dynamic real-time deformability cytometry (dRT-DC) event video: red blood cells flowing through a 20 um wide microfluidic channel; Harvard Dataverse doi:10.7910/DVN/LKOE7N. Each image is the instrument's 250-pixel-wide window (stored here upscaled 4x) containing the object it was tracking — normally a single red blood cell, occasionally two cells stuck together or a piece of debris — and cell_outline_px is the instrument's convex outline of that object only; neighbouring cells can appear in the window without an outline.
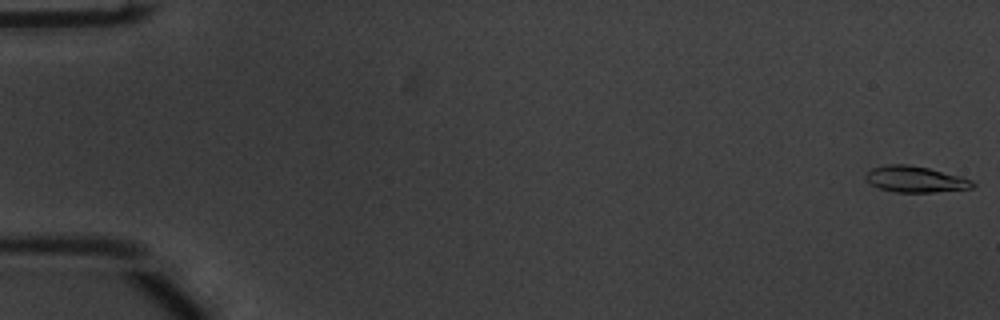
{"species": "common noctule bat (a hibernating species)", "species_latin": "Nyctalus noctula", "temperature_condition": "warm", "stored_images_in_passage": 47, "camera_frame_rate_fps": 3000, "um_per_image_px": 0.085, "animal": {"sex": "male", "body_mass_g": 20.1, "forearm_length_mm": 53.5}, "frame": {"image": 1, "passage_image": 1, "time_ms": 0.0, "image_size_px": [1000, 320], "cell_outline_px": [[976, 184], [972, 188], [932, 192], [896, 192], [880, 188], [868, 184], [864, 176], [872, 168], [884, 164], [908, 164], [928, 168], [960, 176], [972, 180]], "centroid_in_image_um": [77.77, 15.23], "position_along_channel_um": 7.2, "area_um2": 16.3}}
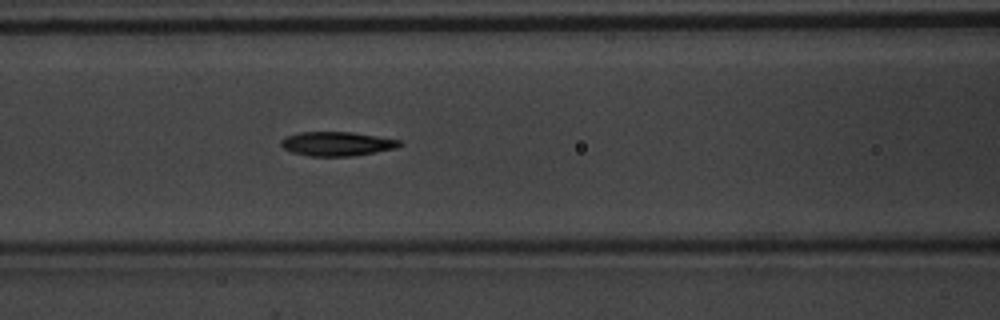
{"frame": {"image": 2, "passage_image": 24, "time_ms": 7.667, "image_size_px": [1000, 320], "cell_outline_px": [[404, 144], [396, 148], [376, 152], [352, 156], [308, 156], [292, 152], [284, 148], [280, 144], [280, 140], [284, 136], [300, 132], [352, 132], [400, 140]], "centroid_in_image_um": [28.62, 12.22], "position_along_channel_um": 138.0, "area_um2": 16.76}}
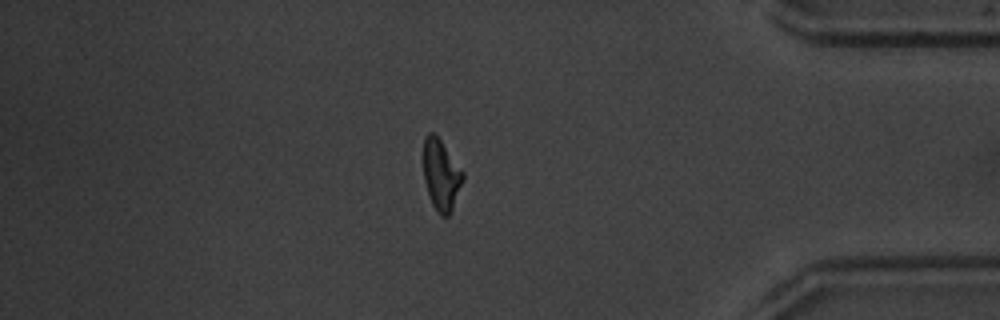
{"frame": {"image": 3, "passage_image": 47, "time_ms": 15.333, "image_size_px": [1000, 320], "cell_outline_px": [[464, 180], [452, 208], [448, 216], [440, 216], [436, 212], [432, 204], [424, 180], [424, 140], [428, 132], [432, 132], [440, 140], [464, 172]], "centroid_in_image_um": [37.5, 14.89], "position_along_channel_um": 397.7, "area_um2": 16.07}, "authors_computed_cell_mechanics": {"area_um2": 16.473, "velocity_mm_per_s": 3.7726, "shape_relaxation_time_tau1_ms": 3.1369, "shape_relaxation_time_tau2_ms": 2.9437, "deformation_change_tau1": 0.1679, "deformation_change_tau2": 0.0952}}